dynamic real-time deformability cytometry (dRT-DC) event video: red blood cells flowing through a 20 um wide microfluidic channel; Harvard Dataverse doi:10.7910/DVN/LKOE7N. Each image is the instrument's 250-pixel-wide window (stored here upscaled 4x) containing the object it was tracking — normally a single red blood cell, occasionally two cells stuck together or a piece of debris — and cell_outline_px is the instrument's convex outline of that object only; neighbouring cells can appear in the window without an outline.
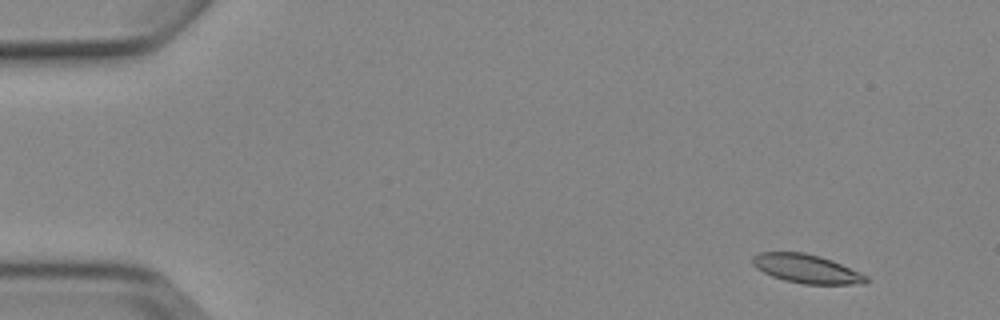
{"species": "Egyptian fruit bat (a non-hibernating species)", "species_latin": "Rousettus aegyptiacus", "temperature_condition": "cold", "stored_images_in_passage": 4, "camera_frame_rate_fps": 3000, "um_per_image_px": 0.085, "animal": {"sex": "female"}, "frame": {"image": 1, "passage_image": 1, "time_ms": 0.0, "image_size_px": [1000, 320], "cell_outline_px": [[868, 280], [864, 284], [804, 284], [784, 280], [772, 276], [756, 268], [752, 264], [752, 256], [760, 252], [804, 252], [820, 256], [832, 260], [860, 272], [868, 276]], "centroid_in_image_um": [68.55, 22.84], "position_along_channel_um": 16.4, "area_um2": 19.07}}
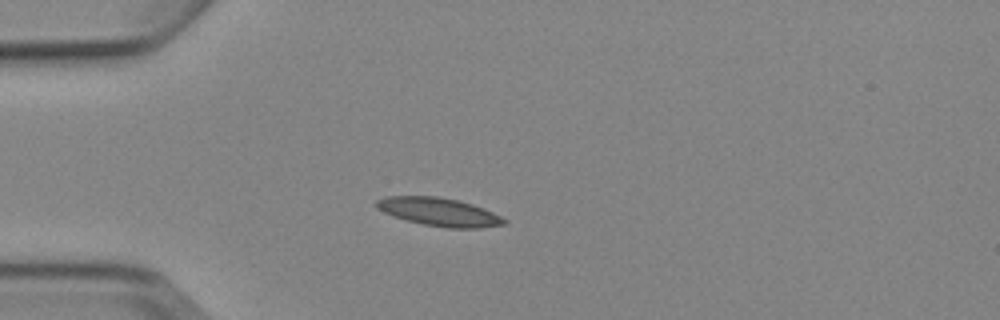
{"frame": {"image": 2, "passage_image": 4, "time_ms": 3.333, "image_size_px": [1000, 320], "cell_outline_px": [[508, 224], [480, 228], [448, 228], [424, 224], [408, 220], [384, 212], [376, 208], [376, 200], [384, 196], [436, 196], [460, 200], [484, 208], [508, 220]], "centroid_in_image_um": [37.36, 18.0], "position_along_channel_um": 47.6, "area_um2": 20.98}}